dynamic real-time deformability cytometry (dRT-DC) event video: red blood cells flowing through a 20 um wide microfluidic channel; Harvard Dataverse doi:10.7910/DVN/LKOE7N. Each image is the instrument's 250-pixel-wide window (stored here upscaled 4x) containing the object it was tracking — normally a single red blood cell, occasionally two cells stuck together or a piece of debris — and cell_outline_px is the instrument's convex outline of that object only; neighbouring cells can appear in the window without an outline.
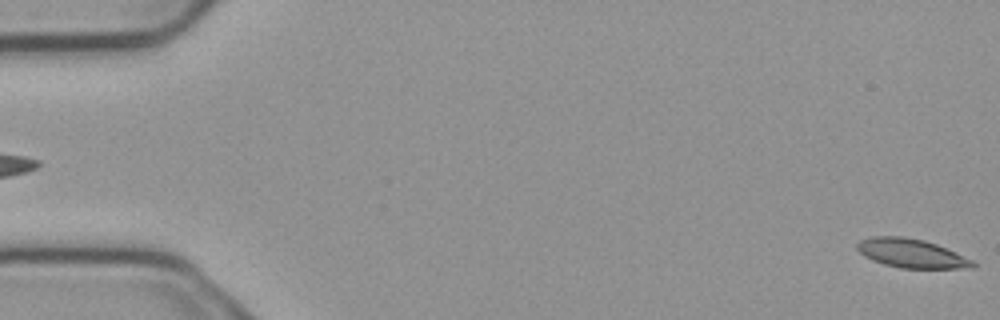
{"species": "common noctule bat (a hibernating species)", "species_latin": "Nyctalus noctula", "temperature_condition": "cold", "stored_images_in_passage": 5, "camera_frame_rate_fps": 3000, "um_per_image_px": 0.085, "animal": {"sex": "male", "body_mass_g": 23.1, "forearm_length_mm": 52.7}, "frame": {"image": 1, "passage_image": 5, "time_ms": 1.333, "image_size_px": [1000, 320], "cell_outline_px": [[976, 268], [900, 268], [884, 264], [872, 260], [864, 256], [856, 248], [856, 244], [860, 240], [872, 236], [900, 236], [924, 240], [936, 244], [972, 260], [976, 264]], "centroid_in_image_um": [77.44, 21.53], "position_along_channel_um": 7.6, "area_um2": 19.36}}